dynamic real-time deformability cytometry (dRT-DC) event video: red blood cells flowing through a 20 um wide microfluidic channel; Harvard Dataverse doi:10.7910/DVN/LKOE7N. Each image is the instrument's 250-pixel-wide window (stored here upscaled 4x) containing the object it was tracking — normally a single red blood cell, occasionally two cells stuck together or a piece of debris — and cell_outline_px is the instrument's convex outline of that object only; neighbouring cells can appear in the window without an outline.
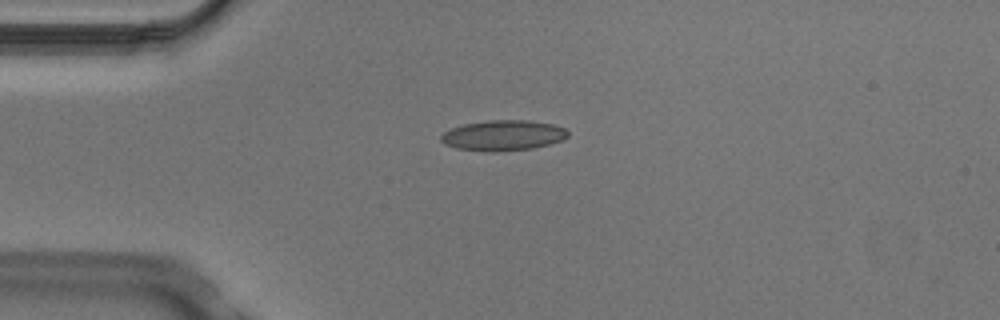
{"species": "Egyptian fruit bat (a non-hibernating species)", "species_latin": "Rousettus aegyptiacus", "temperature_condition": "cold", "stored_images_in_passage": 4, "camera_frame_rate_fps": 3000, "um_per_image_px": 0.085, "animal": {"sex": "male"}, "frame": {"image": 1, "passage_image": 1, "time_ms": 0.0, "image_size_px": [1000, 320], "cell_outline_px": [[568, 136], [564, 140], [532, 148], [492, 152], [488, 152], [456, 148], [444, 144], [440, 140], [440, 136], [444, 132], [452, 128], [464, 124], [488, 120], [528, 120], [552, 124], [564, 128], [568, 132]], "centroid_in_image_um": [42.75, 11.51], "position_along_channel_um": 42.2, "area_um2": 22.48}}
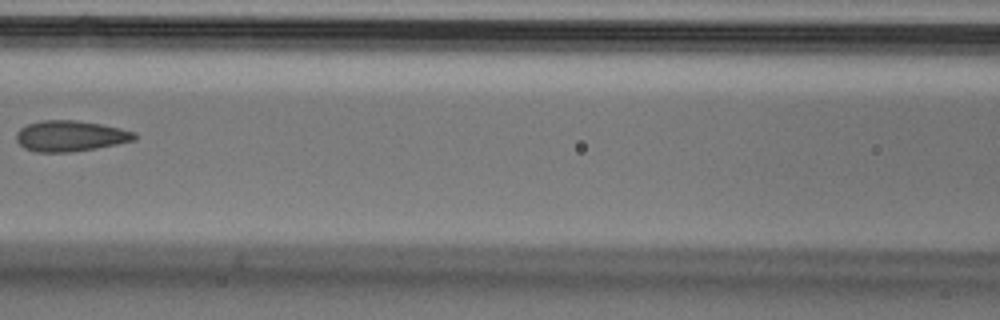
{"frame": {"image": 2, "passage_image": 4, "time_ms": 1.0, "image_size_px": [1000, 320], "cell_outline_px": [[136, 140], [96, 148], [68, 152], [36, 152], [24, 148], [16, 140], [16, 132], [20, 128], [28, 124], [40, 120], [76, 120], [100, 124], [120, 128], [136, 132]], "centroid_in_image_um": [5.96, 11.55], "position_along_channel_um": 160.6, "area_um2": 21.21}}